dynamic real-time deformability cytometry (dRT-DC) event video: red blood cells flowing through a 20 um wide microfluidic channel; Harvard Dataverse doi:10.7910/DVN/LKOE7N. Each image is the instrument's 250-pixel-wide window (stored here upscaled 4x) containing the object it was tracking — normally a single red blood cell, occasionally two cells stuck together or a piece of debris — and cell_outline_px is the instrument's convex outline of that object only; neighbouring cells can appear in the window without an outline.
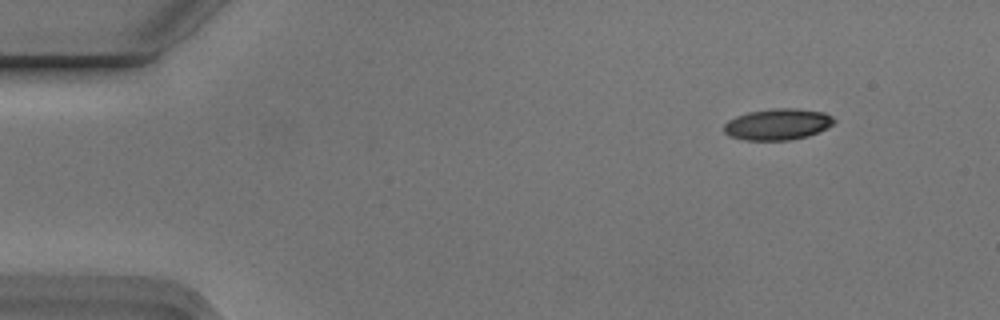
{"species": "Egyptian fruit bat (a non-hibernating species)", "species_latin": "Rousettus aegyptiacus", "temperature_condition": "cold", "stored_images_in_passage": 5, "camera_frame_rate_fps": 3000, "um_per_image_px": 0.085, "animal": {"sex": "male"}, "frame": {"image": 1, "passage_image": 1, "time_ms": 0.0, "image_size_px": [1000, 320], "cell_outline_px": [[836, 120], [828, 128], [808, 136], [792, 140], [744, 140], [728, 136], [724, 132], [724, 124], [728, 120], [736, 116], [748, 112], [776, 108], [796, 108], [824, 112], [832, 116]], "centroid_in_image_um": [66.1, 10.57], "position_along_channel_um": 18.9, "area_um2": 20.23}}
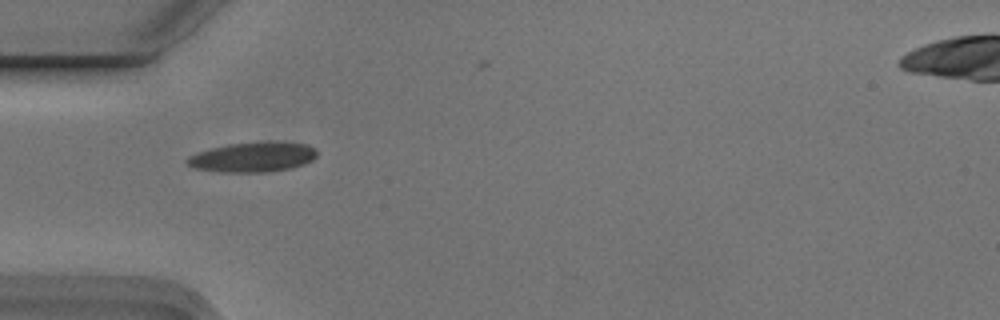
{"frame": {"image": 2, "passage_image": 4, "time_ms": 1.0, "image_size_px": [1000, 320], "cell_outline_px": [[316, 156], [312, 160], [304, 164], [292, 168], [268, 172], [224, 172], [196, 168], [188, 164], [184, 160], [188, 156], [196, 152], [228, 144], [268, 140], [272, 140], [308, 144], [316, 152]], "centroid_in_image_um": [21.5, 13.33], "position_along_channel_um": 63.5, "area_um2": 22.89}}
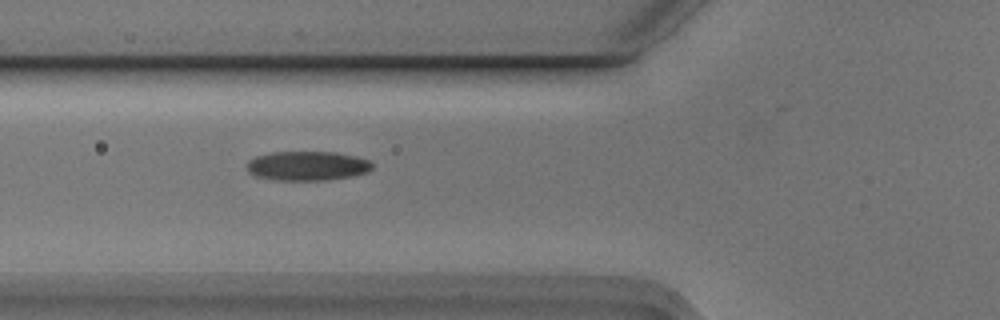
{"frame": {"image": 3, "passage_image": 5, "time_ms": 1.333, "image_size_px": [1000, 320], "cell_outline_px": [[372, 168], [368, 172], [352, 176], [328, 180], [276, 180], [256, 176], [248, 172], [248, 160], [256, 156], [272, 152], [336, 152], [356, 156], [368, 160], [372, 164]], "centroid_in_image_um": [26.13, 14.1], "position_along_channel_um": 99.7, "area_um2": 21.44}}